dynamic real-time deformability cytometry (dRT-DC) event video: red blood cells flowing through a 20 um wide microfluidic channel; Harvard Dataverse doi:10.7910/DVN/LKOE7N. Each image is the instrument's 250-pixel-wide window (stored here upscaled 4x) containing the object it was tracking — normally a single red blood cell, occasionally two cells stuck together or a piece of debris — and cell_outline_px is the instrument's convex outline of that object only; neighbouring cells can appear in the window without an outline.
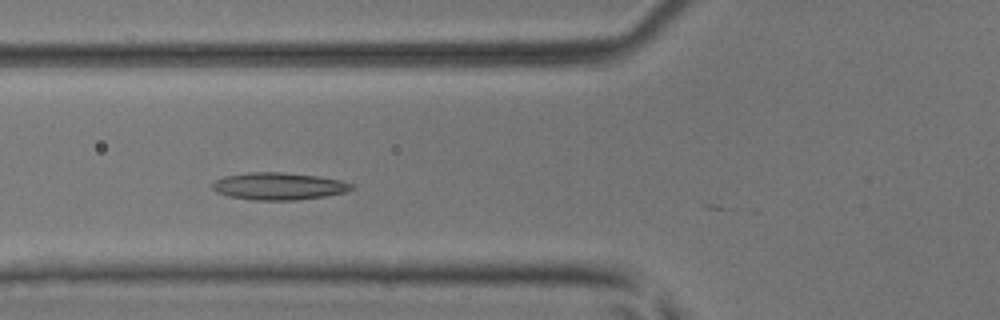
{"species": "common noctule bat (a hibernating species)", "species_latin": "Nyctalus noctula", "temperature_condition": "room temperature", "stored_images_in_passage": 6, "camera_frame_rate_fps": 3000, "um_per_image_px": 0.085, "animal": {"sex": "male", "body_mass_g": 17.9, "forearm_length_mm": 54.2}, "frame": {"image": 1, "passage_image": 5, "time_ms": 1.333, "image_size_px": [1000, 320], "cell_outline_px": [[356, 188], [344, 192], [324, 196], [296, 200], [252, 200], [228, 196], [216, 192], [212, 188], [212, 184], [216, 180], [224, 176], [248, 172], [280, 172], [316, 176], [340, 180], [352, 184]], "centroid_in_image_um": [23.66, 15.83], "position_along_channel_um": 102.1, "area_um2": 22.02}}